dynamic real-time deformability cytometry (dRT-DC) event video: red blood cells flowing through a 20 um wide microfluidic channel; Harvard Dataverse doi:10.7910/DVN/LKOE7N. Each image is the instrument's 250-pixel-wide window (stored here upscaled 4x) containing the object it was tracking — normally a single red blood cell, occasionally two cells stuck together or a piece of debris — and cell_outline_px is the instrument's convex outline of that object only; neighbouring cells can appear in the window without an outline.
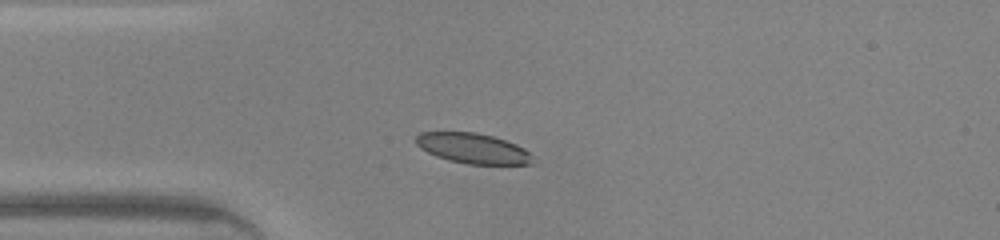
{"species": "common noctule bat (a hibernating species)", "species_latin": "Nyctalus noctula", "temperature_condition": "warm", "stored_images_in_passage": 35, "camera_frame_rate_fps": 3000, "um_per_image_px": 0.085, "animal": {"sex": "male", "body_mass_g": 20.0, "forearm_length_mm": 53.3}, "frame": {"image": 1, "passage_image": 1, "time_ms": 0.0, "image_size_px": [1000, 240], "cell_outline_px": [[532, 164], [468, 164], [448, 160], [436, 156], [420, 148], [416, 144], [416, 136], [420, 132], [476, 132], [492, 136], [516, 144], [524, 148], [532, 156]], "centroid_in_image_um": [40.18, 12.61], "position_along_channel_um": 44.8, "area_um2": 20.46}}
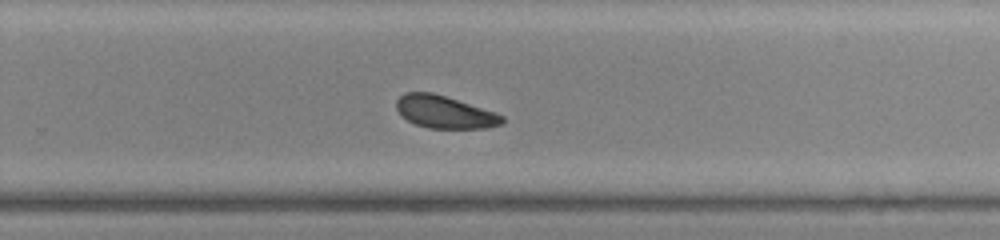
{"frame": {"image": 2, "passage_image": 19, "time_ms": 6.0, "image_size_px": [1000, 240], "cell_outline_px": [[504, 124], [484, 128], [428, 128], [416, 124], [408, 120], [396, 108], [396, 100], [404, 92], [432, 92], [496, 112], [504, 116]], "centroid_in_image_um": [37.82, 9.52], "position_along_channel_um": 292.0, "area_um2": 19.94}}
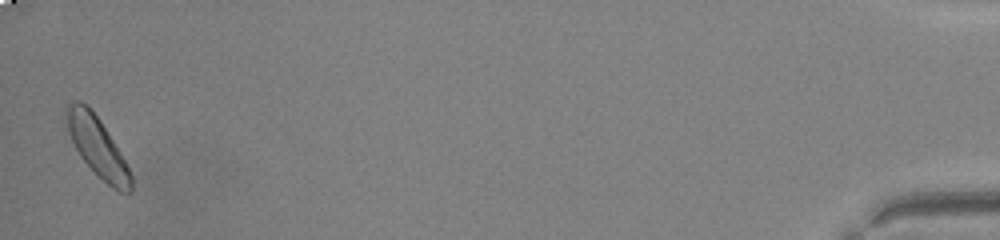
{"frame": {"image": 3, "passage_image": 35, "time_ms": 11.333, "image_size_px": [1000, 240], "cell_outline_px": [[132, 192], [120, 192], [112, 188], [80, 156], [68, 132], [64, 108], [72, 100], [80, 100], [100, 120], [120, 152], [132, 176]], "centroid_in_image_um": [8.26, 12.45], "position_along_channel_um": 426.9, "area_um2": 21.79}, "authors_computed_cell_mechanics": {"area_um2": 20.6924, "velocity_mm_per_s": 4.3532, "shape_relaxation_time_tau1_ms": 4.331, "shape_relaxation_time_tau2_ms": 5.6585, "deformation_change_tau1": 0.1069, "deformation_change_tau2": 0.0985}}